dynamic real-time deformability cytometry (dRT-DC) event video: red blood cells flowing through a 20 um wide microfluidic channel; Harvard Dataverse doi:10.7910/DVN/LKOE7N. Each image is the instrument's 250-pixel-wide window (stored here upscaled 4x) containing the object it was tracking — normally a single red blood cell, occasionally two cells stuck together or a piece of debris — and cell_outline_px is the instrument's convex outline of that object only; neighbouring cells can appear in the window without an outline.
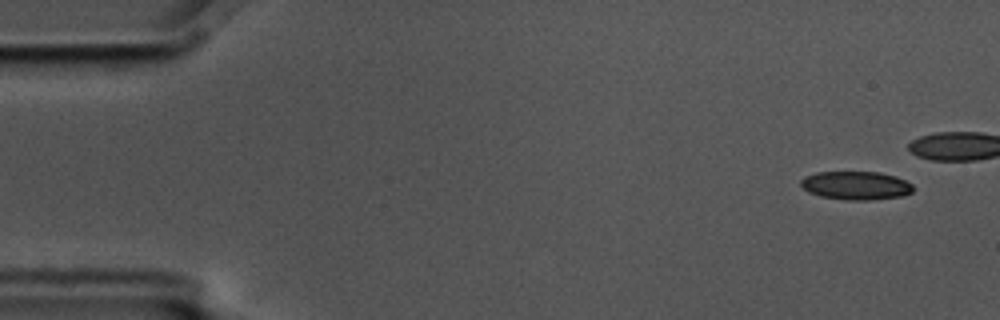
{"species": "common noctule bat (a hibernating species)", "species_latin": "Nyctalus noctula", "temperature_condition": "cold", "stored_images_in_passage": 8, "camera_frame_rate_fps": 3000, "um_per_image_px": 0.085, "animal": {"sex": "male", "body_mass_g": 17.5, "forearm_length_mm": 52.3}, "frame": {"image": 1, "passage_image": 1, "time_ms": 0.0, "image_size_px": [1000, 320], "cell_outline_px": [[912, 192], [904, 196], [868, 200], [844, 200], [820, 196], [808, 192], [800, 184], [800, 180], [804, 176], [816, 172], [880, 172], [896, 176], [912, 184]], "centroid_in_image_um": [72.74, 15.77], "position_along_channel_um": 12.3, "area_um2": 18.73}}
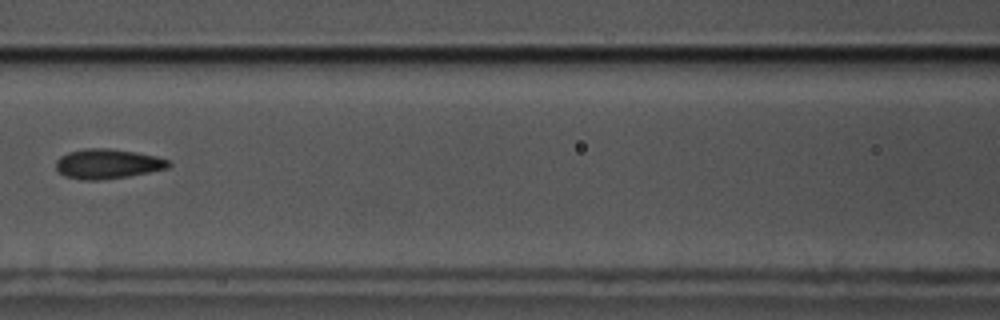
{"frame": {"image": 2, "passage_image": 8, "time_ms": 2.333, "image_size_px": [1000, 320], "cell_outline_px": [[172, 164], [168, 168], [128, 176], [100, 180], [84, 180], [64, 176], [56, 168], [56, 160], [60, 156], [68, 152], [84, 148], [112, 148], [136, 152], [156, 156], [168, 160]], "centroid_in_image_um": [9.13, 13.91], "position_along_channel_um": 157.5, "area_um2": 19.59}}